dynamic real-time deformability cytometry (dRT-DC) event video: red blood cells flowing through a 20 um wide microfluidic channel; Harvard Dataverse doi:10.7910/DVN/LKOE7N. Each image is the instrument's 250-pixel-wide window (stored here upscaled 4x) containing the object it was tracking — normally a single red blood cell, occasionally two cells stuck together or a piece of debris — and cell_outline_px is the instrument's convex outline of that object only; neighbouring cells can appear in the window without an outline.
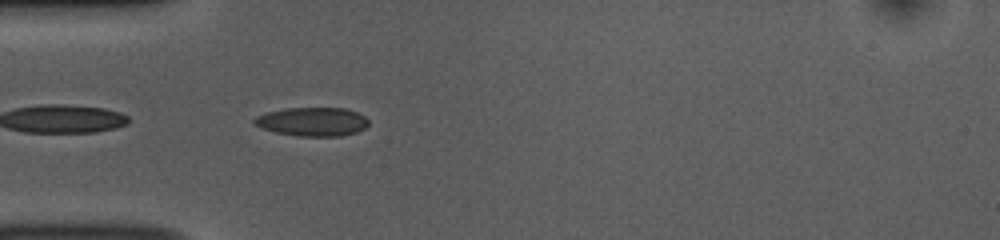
{"species": "common noctule bat (a hibernating species)", "species_latin": "Nyctalus noctula", "temperature_condition": "room temperature", "stored_images_in_passage": 39, "camera_frame_rate_fps": 3000, "um_per_image_px": 0.085, "animal": {"sex": "female", "body_mass_g": 10.0, "forearm_length_mm": 53.1}, "frame": {"image": 1, "passage_image": 2, "time_ms": 0.333, "image_size_px": [1000, 240], "cell_outline_px": [[368, 124], [364, 128], [356, 132], [340, 136], [300, 136], [276, 132], [260, 128], [252, 124], [252, 120], [256, 116], [264, 112], [284, 108], [344, 108], [356, 112], [364, 116], [368, 120]], "centroid_in_image_um": [26.49, 10.34], "position_along_channel_um": 58.5, "area_um2": 19.25}}
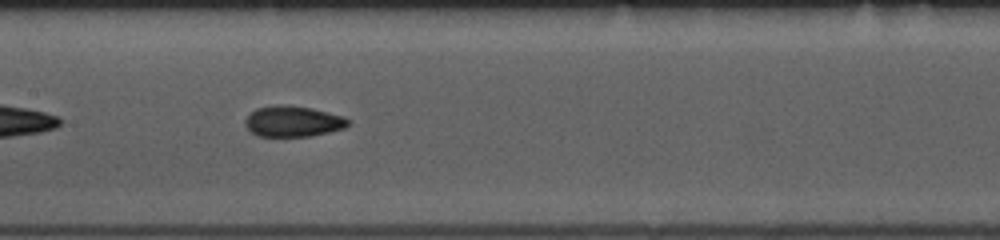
{"frame": {"image": 2, "passage_image": 12, "time_ms": 3.667, "image_size_px": [1000, 240], "cell_outline_px": [[352, 120], [344, 128], [312, 136], [260, 136], [252, 132], [244, 124], [244, 120], [256, 108], [280, 104], [312, 108], [344, 116]], "centroid_in_image_um": [24.93, 10.31], "position_along_channel_um": 182.5, "area_um2": 18.44}}
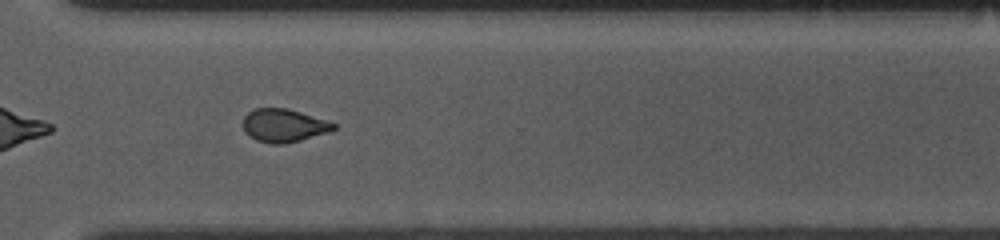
{"frame": {"image": 3, "passage_image": 25, "time_ms": 8.0, "image_size_px": [1000, 240], "cell_outline_px": [[336, 128], [328, 132], [300, 140], [284, 144], [272, 144], [256, 140], [248, 136], [244, 132], [244, 116], [252, 108], [288, 108], [336, 124]], "centroid_in_image_um": [24.07, 10.67], "position_along_channel_um": 346.5, "area_um2": 17.4}, "authors_computed_cell_mechanics": {"area_um2": 17.9758, "velocity_mm_per_s": 3.7987, "shape_relaxation_time_tau1_ms": 3.7778, "shape_relaxation_time_tau2_ms": 2.3002, "deformation_change_tau1": 0.1412, "deformation_change_tau2": 0.0881}}